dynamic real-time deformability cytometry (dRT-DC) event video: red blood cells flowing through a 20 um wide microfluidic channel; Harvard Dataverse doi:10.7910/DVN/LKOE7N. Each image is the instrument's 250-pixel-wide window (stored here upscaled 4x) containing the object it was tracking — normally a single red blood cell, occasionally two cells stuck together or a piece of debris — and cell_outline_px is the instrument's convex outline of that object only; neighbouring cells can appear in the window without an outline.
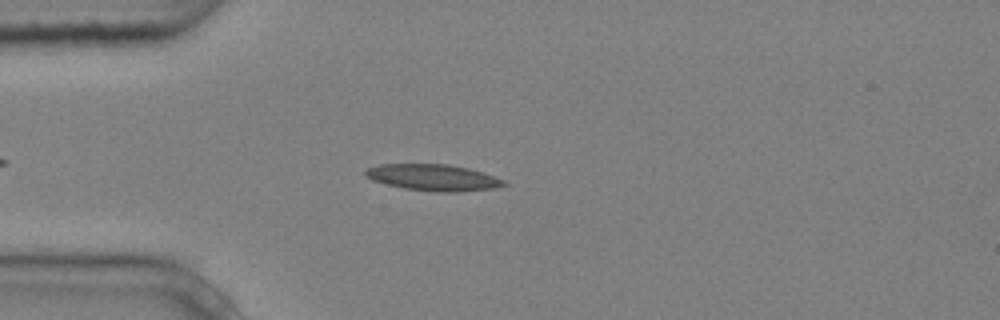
{"species": "common noctule bat (a hibernating species)", "species_latin": "Nyctalus noctula", "temperature_condition": "cold", "stored_images_in_passage": 4, "camera_frame_rate_fps": 3000, "um_per_image_px": 0.085, "animal": {"sex": "male", "body_mass_g": 20.4}, "frame": {"image": 1, "passage_image": 3, "time_ms": 0.667, "image_size_px": [1000, 320], "cell_outline_px": [[508, 184], [492, 188], [456, 192], [436, 192], [404, 188], [372, 180], [364, 176], [364, 172], [368, 168], [380, 164], [448, 164], [468, 168], [484, 172], [504, 180]], "centroid_in_image_um": [36.82, 15.08], "position_along_channel_um": 48.2, "area_um2": 21.21}}